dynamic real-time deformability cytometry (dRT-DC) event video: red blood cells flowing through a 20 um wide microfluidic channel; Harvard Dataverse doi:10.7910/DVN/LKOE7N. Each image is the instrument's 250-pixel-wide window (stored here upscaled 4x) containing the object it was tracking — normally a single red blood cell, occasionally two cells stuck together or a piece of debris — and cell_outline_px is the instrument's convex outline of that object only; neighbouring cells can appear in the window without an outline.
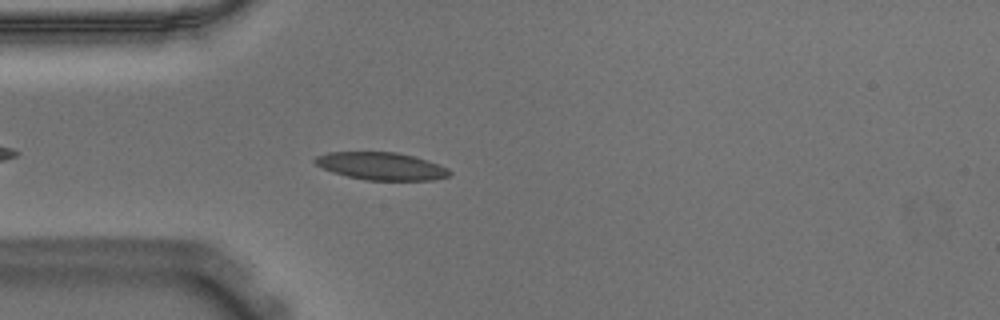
{"species": "Egyptian fruit bat (a non-hibernating species)", "species_latin": "Rousettus aegyptiacus", "temperature_condition": "warm", "stored_images_in_passage": 24, "camera_frame_rate_fps": 3000, "um_per_image_px": 0.085, "animal": {"sex": "male"}, "frame": {"image": 1, "passage_image": 6, "time_ms": 1.667, "image_size_px": [1000, 320], "cell_outline_px": [[452, 172], [448, 176], [432, 180], [364, 180], [332, 172], [316, 164], [312, 160], [316, 156], [328, 152], [396, 152], [416, 156], [440, 164], [448, 168]], "centroid_in_image_um": [32.43, 14.11], "position_along_channel_um": 52.6, "area_um2": 21.73}}
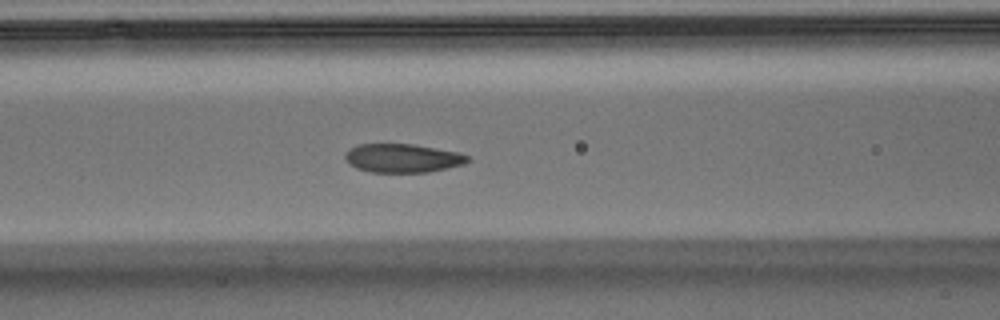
{"frame": {"image": 2, "passage_image": 13, "time_ms": 4.0, "image_size_px": [1000, 320], "cell_outline_px": [[472, 160], [464, 164], [428, 172], [372, 172], [356, 168], [348, 164], [344, 160], [344, 152], [348, 148], [356, 144], [412, 144], [460, 152], [468, 156]], "centroid_in_image_um": [34.18, 13.43], "position_along_channel_um": 132.4, "area_um2": 20.75}}
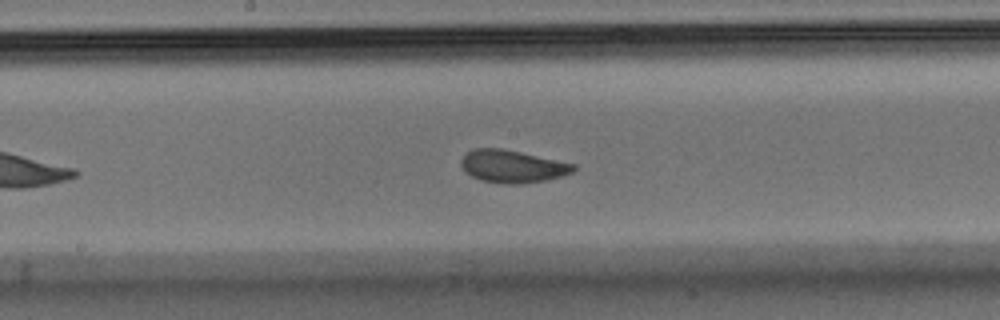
{"frame": {"image": 3, "passage_image": 19, "time_ms": 6.0, "image_size_px": [1000, 320], "cell_outline_px": [[576, 168], [572, 172], [548, 180], [524, 184], [504, 184], [480, 180], [472, 176], [460, 164], [460, 160], [472, 148], [500, 148], [520, 152], [576, 164]], "centroid_in_image_um": [43.56, 14.15], "position_along_channel_um": 204.6, "area_um2": 21.27}}